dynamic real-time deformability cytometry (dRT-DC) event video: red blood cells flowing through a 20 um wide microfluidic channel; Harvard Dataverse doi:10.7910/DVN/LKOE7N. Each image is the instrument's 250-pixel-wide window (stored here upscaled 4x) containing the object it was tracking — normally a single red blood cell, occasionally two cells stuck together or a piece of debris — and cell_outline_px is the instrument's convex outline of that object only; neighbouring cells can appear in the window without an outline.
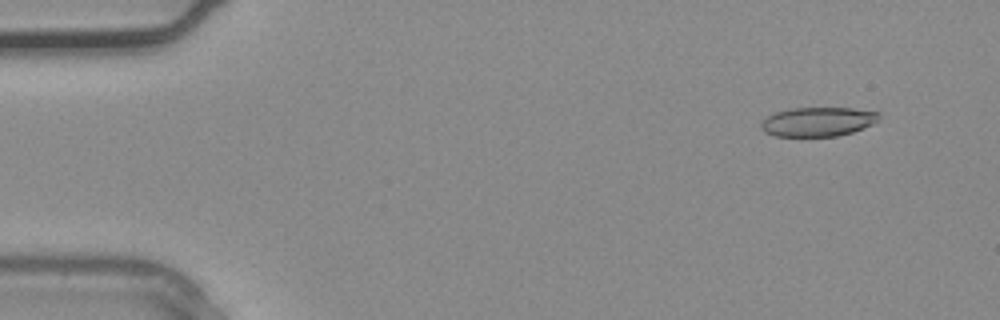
{"species": "common noctule bat (a hibernating species)", "species_latin": "Nyctalus noctula", "temperature_condition": "warm", "stored_images_in_passage": 36, "camera_frame_rate_fps": 3000, "um_per_image_px": 0.085, "animal": {"sex": "male", "body_mass_g": 20.4}, "frame": {"image": 1, "passage_image": 3, "time_ms": 0.667, "image_size_px": [1000, 320], "cell_outline_px": [[880, 116], [872, 124], [864, 128], [852, 132], [836, 136], [776, 136], [764, 132], [760, 128], [760, 124], [768, 116], [776, 112], [792, 108], [852, 108], [880, 112]], "centroid_in_image_um": [69.52, 10.34], "position_along_channel_um": 15.5, "area_um2": 20.0}}
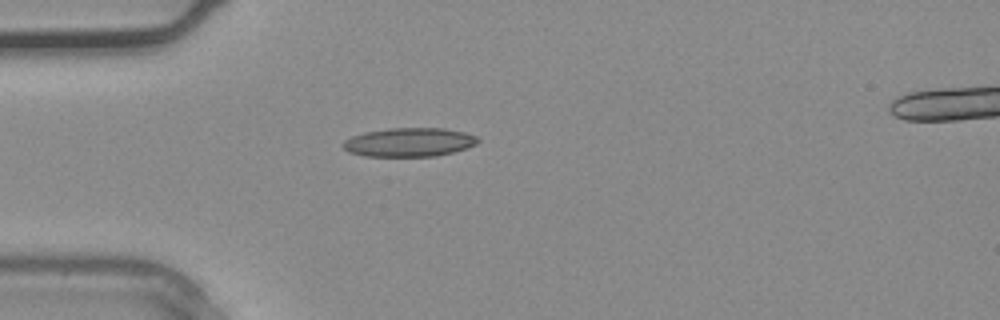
{"frame": {"image": 2, "passage_image": 10, "time_ms": 3.0, "image_size_px": [1000, 320], "cell_outline_px": [[480, 140], [476, 144], [452, 152], [436, 156], [364, 156], [348, 152], [340, 144], [344, 140], [352, 136], [364, 132], [388, 128], [444, 128], [464, 132], [476, 136]], "centroid_in_image_um": [34.74, 12.08], "position_along_channel_um": 50.3, "area_um2": 22.66}}